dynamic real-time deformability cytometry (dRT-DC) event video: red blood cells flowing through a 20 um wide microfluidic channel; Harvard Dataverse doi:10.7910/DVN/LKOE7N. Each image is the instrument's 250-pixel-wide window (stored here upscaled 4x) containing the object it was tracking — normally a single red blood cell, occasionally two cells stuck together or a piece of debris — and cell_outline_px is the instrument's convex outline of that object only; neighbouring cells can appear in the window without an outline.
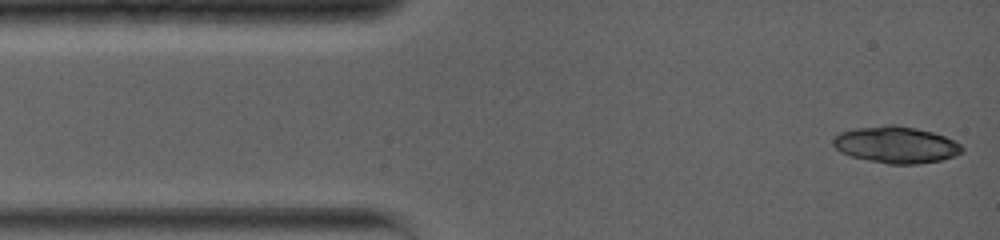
{"species": "common noctule bat (a hibernating species)", "species_latin": "Nyctalus noctula", "temperature_condition": "warm", "stored_images_in_passage": 5, "camera_frame_rate_fps": 5000, "um_per_image_px": 0.085, "animal": {"sex": "female", "body_mass_g": 19.0, "forearm_length_mm": 56.7}, "frame": {"image": 1, "passage_image": 1, "time_ms": 0.0, "image_size_px": [1000, 240], "cell_outline_px": [[964, 152], [940, 160], [916, 164], [888, 164], [868, 160], [852, 156], [840, 152], [832, 144], [832, 136], [840, 132], [856, 128], [888, 124], [896, 124], [916, 128], [932, 132], [944, 136], [960, 144], [964, 148]], "centroid_in_image_um": [76.13, 12.29], "position_along_channel_um": 8.9, "area_um2": 27.57}}